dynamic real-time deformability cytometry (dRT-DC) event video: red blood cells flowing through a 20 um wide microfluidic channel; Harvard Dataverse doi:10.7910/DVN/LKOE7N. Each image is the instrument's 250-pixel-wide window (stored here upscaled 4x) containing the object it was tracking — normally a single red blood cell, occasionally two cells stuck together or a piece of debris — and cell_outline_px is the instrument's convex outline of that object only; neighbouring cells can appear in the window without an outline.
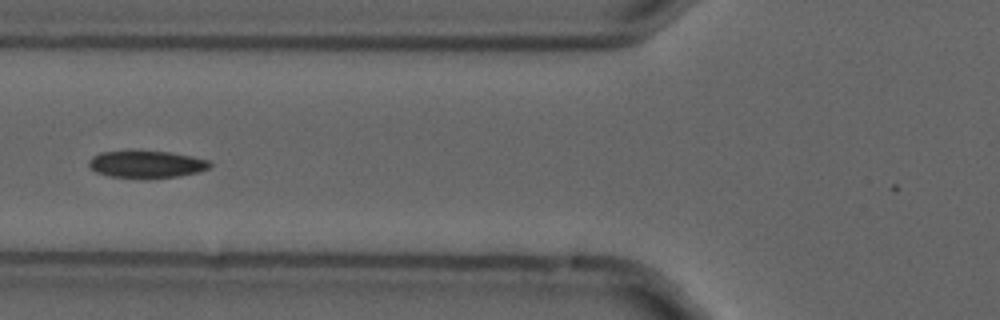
{"species": "common noctule bat (a hibernating species)", "species_latin": "Nyctalus noctula", "temperature_condition": "cold", "stored_images_in_passage": 2, "camera_frame_rate_fps": 3000, "um_per_image_px": 0.085, "animal": {"sex": "male", "forearm_length_mm": 52.5}, "frame": {"image": 1, "passage_image": 2, "time_ms": 0.333, "image_size_px": [1000, 320], "cell_outline_px": [[212, 164], [208, 168], [196, 172], [180, 176], [108, 176], [96, 172], [88, 168], [88, 160], [92, 156], [100, 152], [168, 152], [192, 156], [208, 160]], "centroid_in_image_um": [12.41, 13.94], "position_along_channel_um": 113.4, "area_um2": 18.32}}